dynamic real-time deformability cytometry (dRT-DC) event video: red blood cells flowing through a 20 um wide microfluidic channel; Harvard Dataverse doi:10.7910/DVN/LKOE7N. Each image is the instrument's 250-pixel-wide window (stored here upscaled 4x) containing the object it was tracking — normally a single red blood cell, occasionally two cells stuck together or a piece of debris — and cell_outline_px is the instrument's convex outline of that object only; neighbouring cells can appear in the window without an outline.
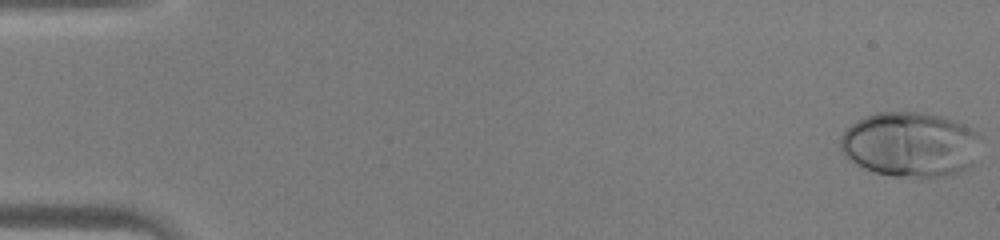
{"species": "human", "species_latin": "Homo sapiens", "temperature_condition": "warm", "stored_images_in_passage": 45, "camera_frame_rate_fps": 3000, "um_per_image_px": 0.085, "donor": {"sex": "male"}, "frame": {"image": 1, "passage_image": 1, "time_ms": 0.0, "image_size_px": [1000, 240], "cell_outline_px": [[980, 136], [972, 164], [968, 168], [960, 172], [944, 176], [896, 176], [876, 172], [864, 168], [848, 160], [844, 156], [840, 148], [840, 136], [852, 124], [876, 112], [924, 112], [956, 120], [964, 124], [976, 132]], "centroid_in_image_um": [77.35, 12.27], "position_along_channel_um": 7.6, "area_um2": 52.83}}
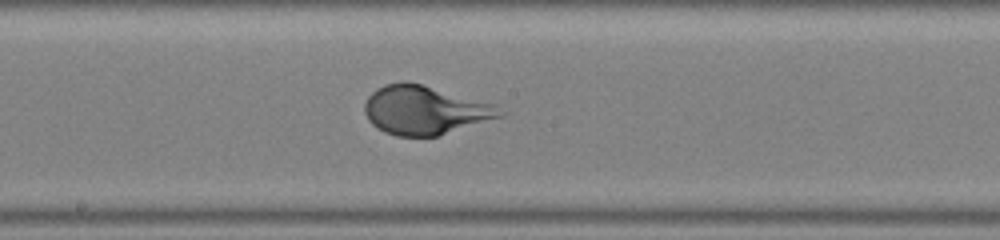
{"frame": {"image": 2, "passage_image": 25, "time_ms": 8.0, "image_size_px": [1000, 240], "cell_outline_px": [[508, 112], [504, 116], [436, 136], [396, 136], [384, 132], [372, 124], [368, 120], [364, 112], [364, 104], [368, 96], [376, 88], [384, 84], [404, 80], [408, 80], [496, 104]], "centroid_in_image_um": [36.13, 9.34], "position_along_channel_um": 212.1, "area_um2": 38.9}}
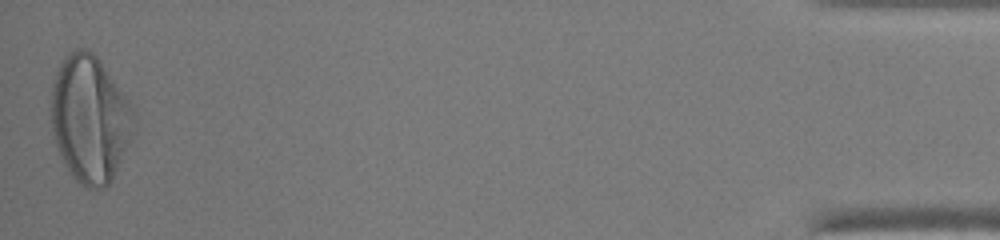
{"frame": {"image": 3, "passage_image": 45, "time_ms": 14.667, "image_size_px": [1000, 240], "cell_outline_px": [[136, 132], [112, 180], [104, 188], [88, 188], [76, 180], [68, 172], [56, 144], [52, 128], [52, 84], [56, 72], [60, 64], [68, 52], [80, 48], [88, 48], [96, 56], [128, 104], [132, 112]], "centroid_in_image_um": [7.63, 10.16], "position_along_channel_um": 427.6, "area_um2": 60.34}}